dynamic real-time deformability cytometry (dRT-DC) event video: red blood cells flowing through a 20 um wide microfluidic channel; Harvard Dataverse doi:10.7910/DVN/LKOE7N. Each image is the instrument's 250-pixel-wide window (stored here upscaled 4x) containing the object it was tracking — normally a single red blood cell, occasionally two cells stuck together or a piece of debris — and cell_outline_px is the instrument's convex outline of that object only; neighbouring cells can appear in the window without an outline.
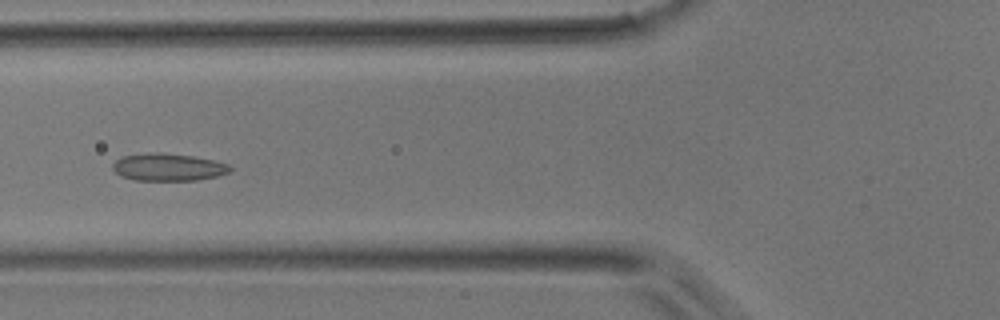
{"species": "common noctule bat (a hibernating species)", "species_latin": "Nyctalus noctula", "temperature_condition": "room temperature", "stored_images_in_passage": 40, "camera_frame_rate_fps": 3000, "um_per_image_px": 0.085, "animal": {"sex": "male", "body_mass_g": 17.9}, "frame": {"image": 1, "passage_image": 10, "time_ms": 3.0, "image_size_px": [1000, 320], "cell_outline_px": [[232, 172], [216, 176], [196, 180], [136, 180], [120, 176], [112, 168], [112, 164], [120, 156], [156, 152], [160, 152], [192, 156], [212, 160], [228, 164], [232, 168]], "centroid_in_image_um": [14.28, 14.2], "position_along_channel_um": 111.5, "area_um2": 18.73}}
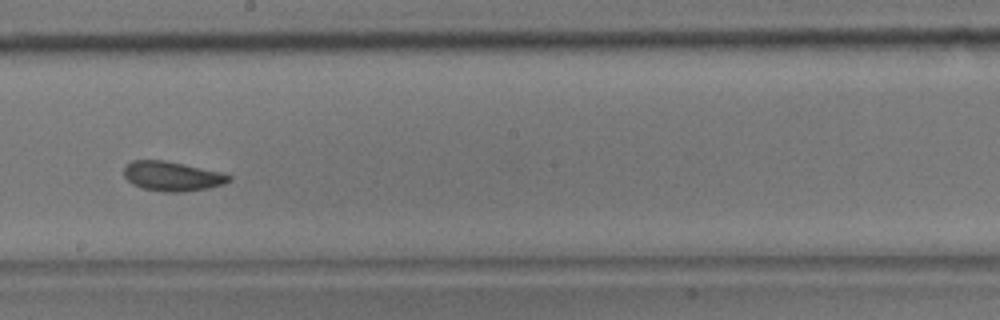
{"frame": {"image": 2, "passage_image": 19, "time_ms": 6.0, "image_size_px": [1000, 320], "cell_outline_px": [[232, 180], [224, 184], [208, 188], [184, 192], [164, 192], [140, 188], [132, 184], [124, 176], [124, 168], [132, 160], [164, 160], [224, 172], [232, 176]], "centroid_in_image_um": [14.67, 14.98], "position_along_channel_um": 233.5, "area_um2": 18.32}}
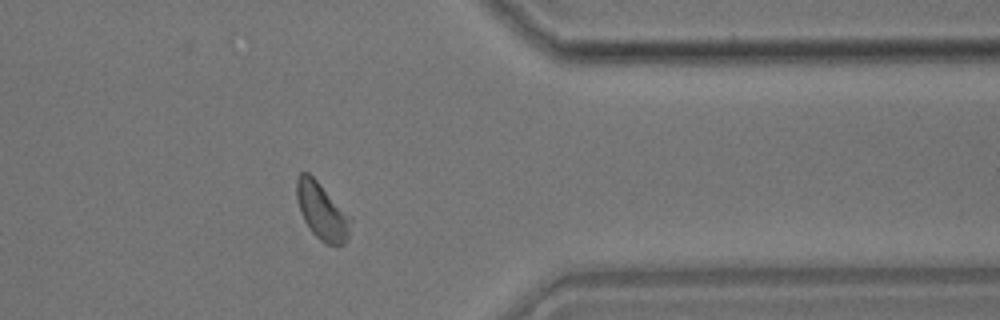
{"frame": {"image": 3, "passage_image": 31, "time_ms": 10.0, "image_size_px": [1000, 320], "cell_outline_px": [[352, 220], [348, 240], [344, 244], [324, 244], [312, 232], [304, 220], [300, 212], [296, 196], [296, 180], [300, 172], [308, 172], [352, 216]], "centroid_in_image_um": [27.39, 17.96], "position_along_channel_um": 384.0, "area_um2": 18.03}}